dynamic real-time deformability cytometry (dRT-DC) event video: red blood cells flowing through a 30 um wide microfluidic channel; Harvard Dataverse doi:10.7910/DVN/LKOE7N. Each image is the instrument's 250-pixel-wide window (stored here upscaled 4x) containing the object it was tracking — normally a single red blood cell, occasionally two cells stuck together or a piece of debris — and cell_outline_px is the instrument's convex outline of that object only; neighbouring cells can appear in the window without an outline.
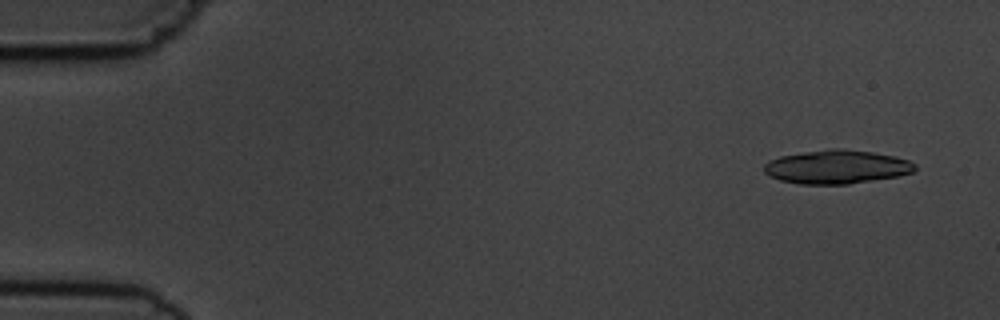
{"species": "common noctule bat (a hibernating species)", "species_latin": "Nyctalus noctula", "temperature_condition": "cold", "stored_images_in_passage": 4, "camera_frame_rate_fps": 3000, "um_per_image_px": 0.085, "animal": {"sex": "male", "body_mass_g": 19.5, "forearm_length_mm": 54.6}, "frame": {"image": 1, "passage_image": 1, "time_ms": 0.0, "image_size_px": [1000, 320], "cell_outline_px": [[916, 168], [912, 172], [896, 176], [848, 184], [800, 184], [780, 180], [768, 176], [764, 172], [764, 164], [768, 160], [780, 156], [804, 152], [832, 148], [844, 148], [872, 152], [896, 156], [908, 160], [916, 164]], "centroid_in_image_um": [71.09, 14.18], "position_along_channel_um": 13.9, "area_um2": 29.65}}